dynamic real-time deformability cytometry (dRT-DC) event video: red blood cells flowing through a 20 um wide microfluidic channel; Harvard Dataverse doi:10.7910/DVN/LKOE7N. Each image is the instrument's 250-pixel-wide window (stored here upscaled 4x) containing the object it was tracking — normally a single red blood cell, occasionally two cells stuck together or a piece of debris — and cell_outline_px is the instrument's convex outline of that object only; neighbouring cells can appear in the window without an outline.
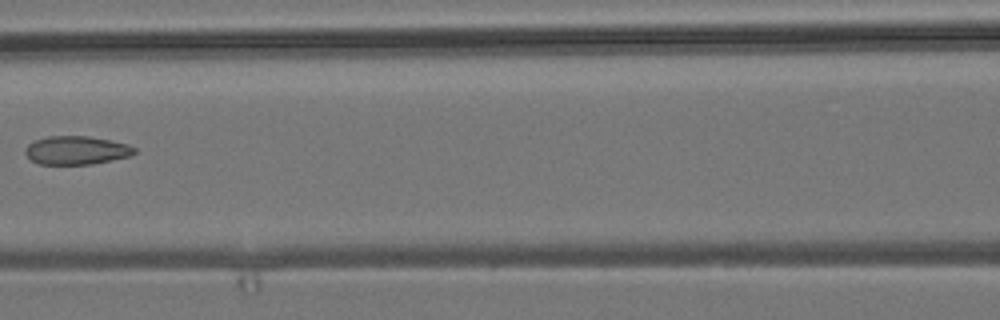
{"species": "common noctule bat (a hibernating species)", "species_latin": "Nyctalus noctula", "temperature_condition": "room temperature", "stored_images_in_passage": 4, "camera_frame_rate_fps": 3000, "um_per_image_px": 0.085, "animal": {"sex": "male", "body_mass_g": 19.2, "forearm_length_mm": 51.8}, "frame": {"image": 1, "passage_image": 3, "time_ms": 2.333, "image_size_px": [1000, 320], "cell_outline_px": [[136, 152], [132, 156], [92, 164], [40, 164], [32, 160], [24, 152], [24, 148], [28, 144], [36, 140], [48, 136], [88, 136], [128, 144], [136, 148]], "centroid_in_image_um": [6.51, 12.77], "position_along_channel_um": 160.1, "area_um2": 18.09}}
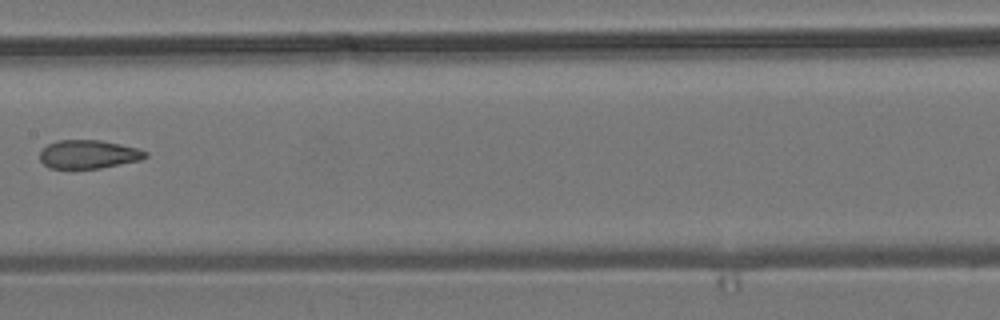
{"frame": {"image": 2, "passage_image": 4, "time_ms": 3.333, "image_size_px": [1000, 320], "cell_outline_px": [[148, 156], [140, 160], [100, 168], [48, 168], [40, 160], [40, 152], [48, 144], [56, 140], [100, 140], [120, 144], [136, 148], [148, 152]], "centroid_in_image_um": [7.51, 13.11], "position_along_channel_um": 199.9, "area_um2": 17.46}}